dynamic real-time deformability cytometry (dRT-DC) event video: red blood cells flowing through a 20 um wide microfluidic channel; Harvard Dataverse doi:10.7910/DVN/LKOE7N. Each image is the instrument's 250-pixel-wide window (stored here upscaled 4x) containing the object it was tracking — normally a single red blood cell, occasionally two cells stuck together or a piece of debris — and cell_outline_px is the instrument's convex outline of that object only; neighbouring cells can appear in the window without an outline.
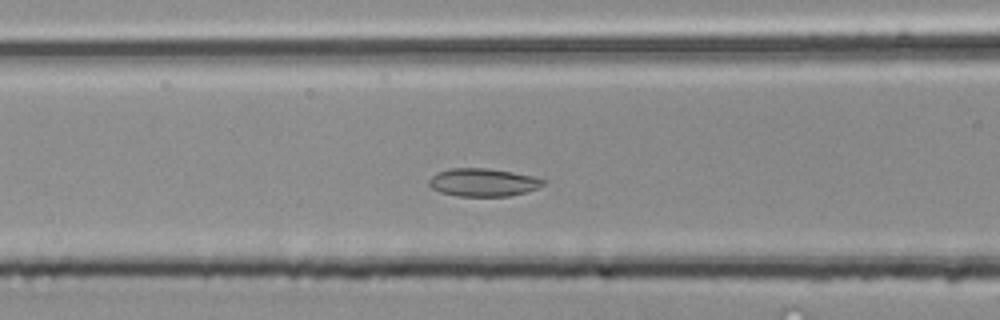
{"species": "common noctule bat (a hibernating species)", "species_latin": "Nyctalus noctula", "temperature_condition": "room temperature", "stored_images_in_passage": 47, "camera_frame_rate_fps": 3000, "um_per_image_px": 0.085, "animal": {"sex": "male", "body_mass_g": 20.4}, "frame": {"image": 1, "passage_image": 16, "time_ms": 5.0, "image_size_px": [1000, 320], "cell_outline_px": [[548, 180], [540, 188], [508, 196], [456, 196], [440, 192], [432, 188], [428, 184], [428, 180], [436, 172], [452, 168], [488, 168], [512, 172], [532, 176]], "centroid_in_image_um": [41.06, 15.5], "position_along_channel_um": 125.5, "area_um2": 18.73}}
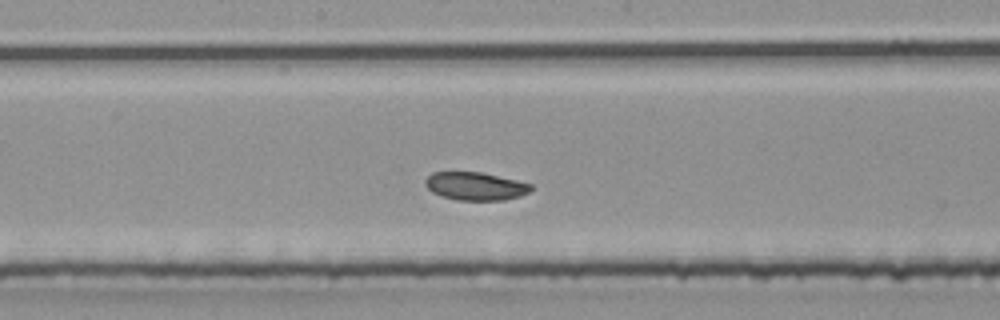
{"frame": {"image": 2, "passage_image": 22, "time_ms": 7.0, "image_size_px": [1000, 320], "cell_outline_px": [[532, 188], [528, 192], [520, 196], [504, 200], [456, 200], [440, 196], [432, 192], [424, 184], [424, 180], [432, 172], [484, 172], [532, 184]], "centroid_in_image_um": [40.39, 15.82], "position_along_channel_um": 207.8, "area_um2": 17.4}}
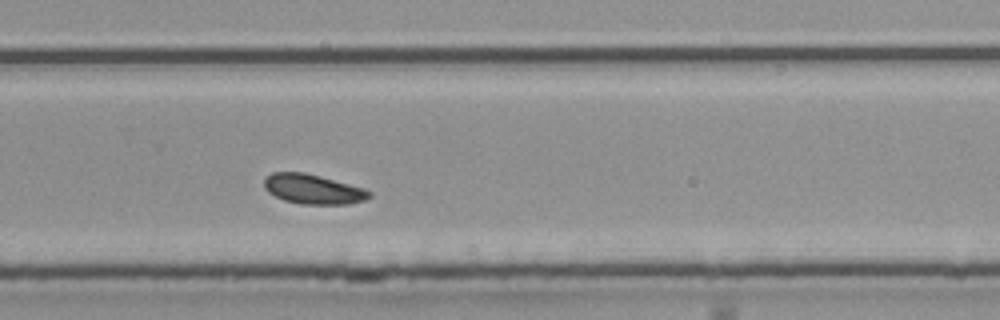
{"frame": {"image": 3, "passage_image": 29, "time_ms": 9.333, "image_size_px": [1000, 320], "cell_outline_px": [[372, 196], [364, 200], [348, 204], [300, 204], [284, 200], [268, 192], [264, 188], [264, 180], [272, 172], [304, 172], [364, 188], [372, 192]], "centroid_in_image_um": [26.61, 16.08], "position_along_channel_um": 303.2, "area_um2": 18.09}, "authors_computed_cell_mechanics": {"area_um2": 18.207, "velocity_mm_per_s": 4.1108, "shape_relaxation_time_tau1_ms": 2.9082, "shape_relaxation_time_tau2_ms": null, "deformation_change_tau1": 0.0498, "deformation_change_tau2": null}}